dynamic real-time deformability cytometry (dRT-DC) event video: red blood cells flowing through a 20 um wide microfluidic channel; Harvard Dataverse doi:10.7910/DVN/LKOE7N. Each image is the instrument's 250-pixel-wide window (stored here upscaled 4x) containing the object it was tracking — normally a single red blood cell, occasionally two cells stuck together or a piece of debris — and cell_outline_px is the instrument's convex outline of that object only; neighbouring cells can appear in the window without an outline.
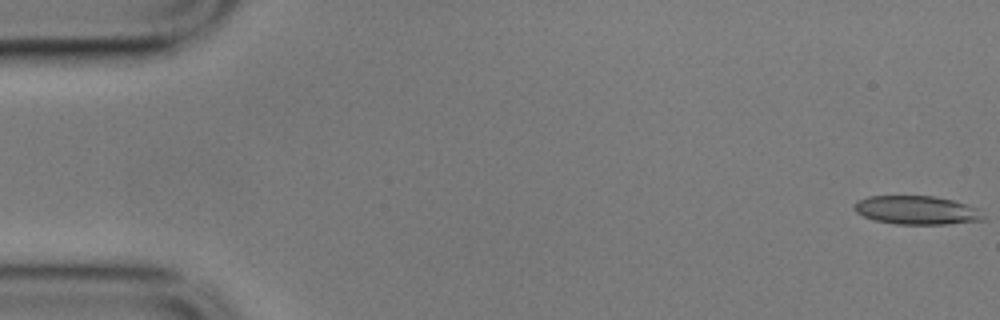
{"species": "common noctule bat (a hibernating species)", "species_latin": "Nyctalus noctula", "temperature_condition": "cold", "stored_images_in_passage": 57, "camera_frame_rate_fps": 3000, "um_per_image_px": 0.085, "animal": {"sex": "male", "body_mass_g": 17.9}, "frame": {"image": 1, "passage_image": 1, "time_ms": 0.0, "image_size_px": [1000, 320], "cell_outline_px": [[984, 220], [948, 224], [896, 224], [872, 220], [856, 212], [852, 208], [852, 204], [856, 200], [868, 196], [936, 196], [952, 200], [976, 208], [984, 216]], "centroid_in_image_um": [77.84, 17.86], "position_along_channel_um": 7.2, "area_um2": 21.62}}
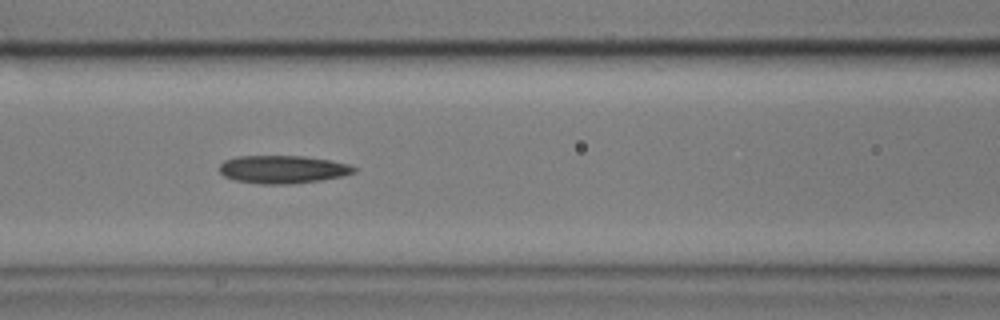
{"frame": {"image": 2, "passage_image": 24, "time_ms": 7.667, "image_size_px": [1000, 320], "cell_outline_px": [[356, 172], [344, 176], [320, 180], [292, 184], [260, 184], [236, 180], [224, 176], [220, 172], [220, 164], [224, 160], [236, 156], [304, 156], [328, 160], [348, 164], [356, 168]], "centroid_in_image_um": [24.03, 14.4], "position_along_channel_um": 142.6, "area_um2": 21.91}}
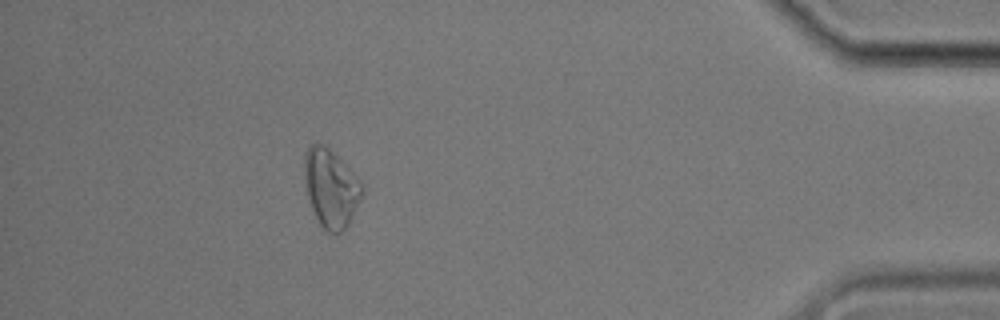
{"frame": {"image": 3, "passage_image": 51, "time_ms": 16.667, "image_size_px": [1000, 320], "cell_outline_px": [[364, 192], [348, 224], [340, 232], [328, 232], [320, 224], [312, 208], [308, 196], [304, 172], [304, 156], [308, 148], [312, 144], [324, 144], [364, 184]], "centroid_in_image_um": [28.13, 15.98], "position_along_channel_um": 407.1, "area_um2": 25.66}, "authors_computed_cell_mechanics": {"area_um2": 21.964, "velocity_mm_per_s": 3.5139, "shape_relaxation_time_tau1_ms": 7.0817, "shape_relaxation_time_tau2_ms": null, "deformation_change_tau1": 0.1426, "deformation_change_tau2": null}}